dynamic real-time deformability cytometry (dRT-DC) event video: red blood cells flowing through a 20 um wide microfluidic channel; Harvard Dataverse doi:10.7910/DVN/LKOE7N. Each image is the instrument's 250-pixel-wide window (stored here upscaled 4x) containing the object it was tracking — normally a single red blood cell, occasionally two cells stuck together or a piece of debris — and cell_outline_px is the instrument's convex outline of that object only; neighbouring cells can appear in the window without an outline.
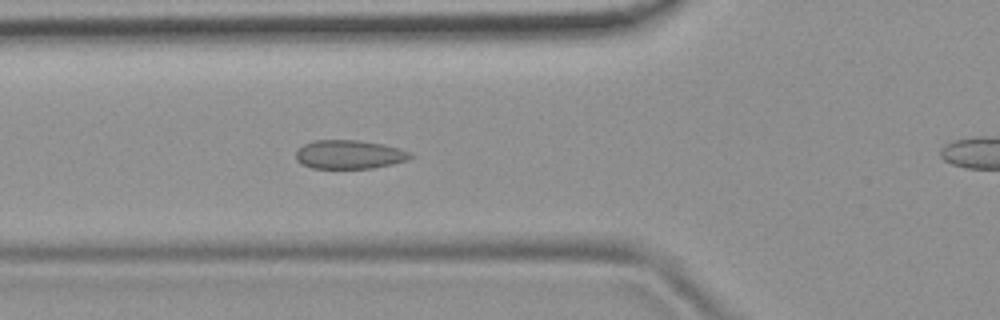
{"species": "common noctule bat (a hibernating species)", "species_latin": "Nyctalus noctula", "temperature_condition": "room temperature", "stored_images_in_passage": 47, "camera_frame_rate_fps": 3000, "um_per_image_px": 0.085, "animal": {"sex": "female", "body_mass_g": 19.9}, "frame": {"image": 1, "passage_image": 19, "time_ms": 6.0, "image_size_px": [1000, 320], "cell_outline_px": [[416, 156], [408, 160], [392, 164], [372, 168], [312, 168], [300, 164], [296, 160], [296, 152], [304, 144], [312, 140], [356, 140], [384, 144], [400, 148]], "centroid_in_image_um": [29.7, 13.13], "position_along_channel_um": 96.1, "area_um2": 19.31}}
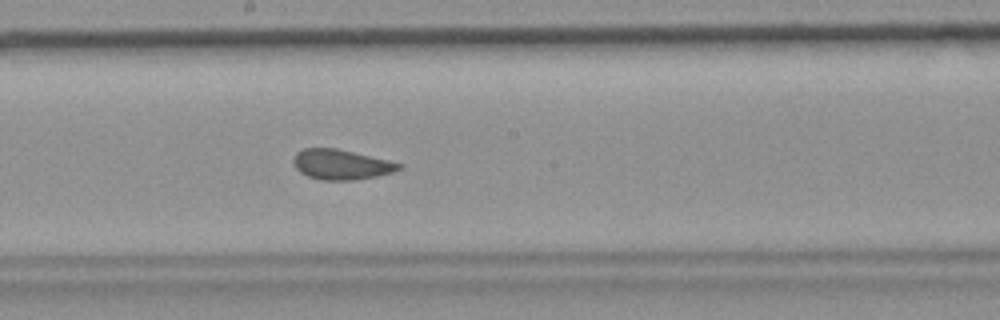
{"frame": {"image": 2, "passage_image": 29, "time_ms": 9.333, "image_size_px": [1000, 320], "cell_outline_px": [[404, 168], [392, 172], [376, 176], [352, 180], [320, 180], [308, 176], [300, 172], [296, 168], [292, 160], [296, 152], [304, 148], [336, 148], [388, 160], [404, 164]], "centroid_in_image_um": [29.0, 13.98], "position_along_channel_um": 219.2, "area_um2": 18.5}}
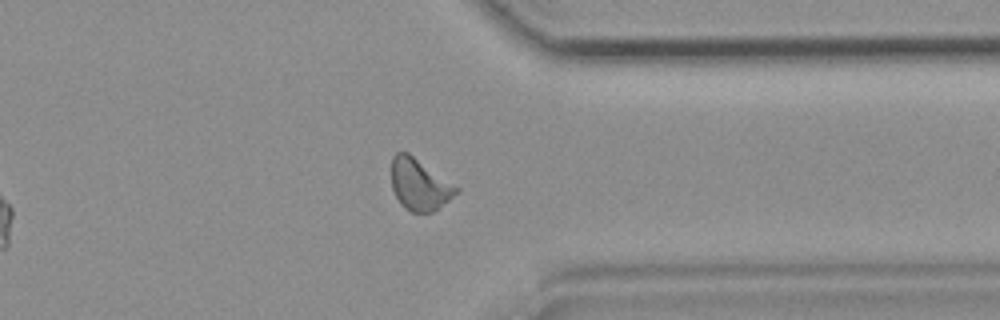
{"frame": {"image": 3, "passage_image": 42, "time_ms": 13.667, "image_size_px": [1000, 320], "cell_outline_px": [[460, 188], [448, 200], [432, 212], [412, 212], [404, 208], [400, 204], [392, 188], [392, 156], [396, 152], [408, 152]], "centroid_in_image_um": [35.62, 15.67], "position_along_channel_um": 375.8, "area_um2": 19.19}, "authors_computed_cell_mechanics": {"area_um2": 19.1896, "velocity_mm_per_s": 3.697, "shape_relaxation_time_tau1_ms": null, "shape_relaxation_time_tau2_ms": 1.1966, "deformation_change_tau1": null, "deformation_change_tau2": 0.0423}}